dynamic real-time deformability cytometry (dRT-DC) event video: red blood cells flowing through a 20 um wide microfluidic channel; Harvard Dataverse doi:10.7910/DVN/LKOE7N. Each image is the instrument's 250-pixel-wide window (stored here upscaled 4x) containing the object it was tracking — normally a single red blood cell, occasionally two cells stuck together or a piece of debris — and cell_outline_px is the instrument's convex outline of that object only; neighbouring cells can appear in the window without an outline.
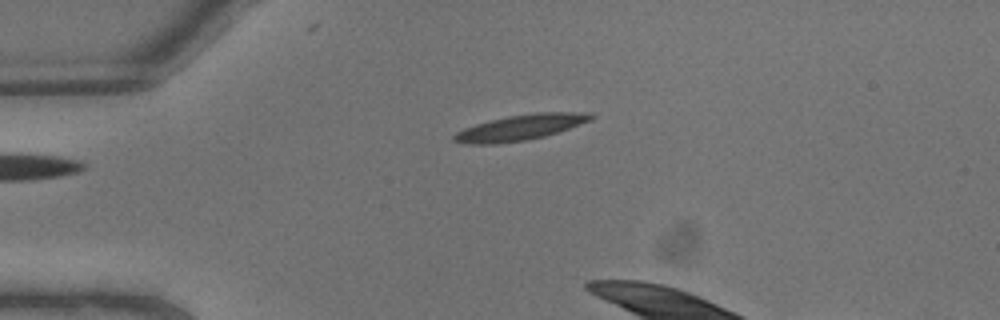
{"species": "common noctule bat (a hibernating species)", "species_latin": "Nyctalus noctula", "temperature_condition": "warm", "stored_images_in_passage": 3, "camera_frame_rate_fps": 3000, "um_per_image_px": 0.085, "animal": {"sex": "male", "body_mass_g": 13.3}, "frame": {"image": 1, "passage_image": 1, "time_ms": 0.0, "image_size_px": [1000, 320], "cell_outline_px": [[596, 116], [592, 120], [544, 136], [524, 140], [492, 144], [468, 144], [452, 140], [452, 136], [456, 132], [464, 128], [476, 124], [508, 116], [536, 112], [592, 112]], "centroid_in_image_um": [44.25, 10.82], "position_along_channel_um": 40.7, "area_um2": 20.23}}